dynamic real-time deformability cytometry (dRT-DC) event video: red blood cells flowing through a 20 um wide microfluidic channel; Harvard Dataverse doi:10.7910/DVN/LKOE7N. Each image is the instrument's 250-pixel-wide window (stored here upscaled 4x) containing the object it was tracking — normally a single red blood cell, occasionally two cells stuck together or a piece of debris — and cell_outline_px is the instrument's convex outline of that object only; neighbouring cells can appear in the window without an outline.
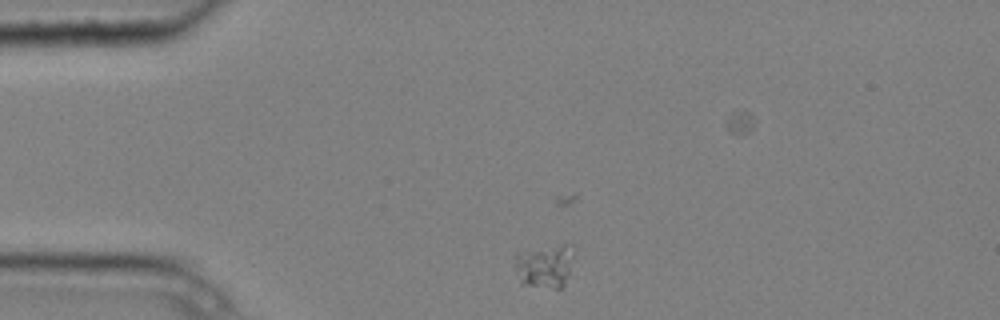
{"species": "common noctule bat (a hibernating species)", "species_latin": "Nyctalus noctula", "temperature_condition": "cold", "stored_images_in_passage": 4, "camera_frame_rate_fps": 3000, "um_per_image_px": 0.085, "animal": {"sex": "male", "body_mass_g": 20.4}, "frame": {"image": 1, "passage_image": 2, "time_ms": 0.333, "image_size_px": [1000, 320], "cell_outline_px": [[572, 256], [568, 272], [564, 284], [560, 288], [552, 288], [524, 284], [520, 280], [516, 272], [516, 252], [564, 244]], "centroid_in_image_um": [46.24, 22.63], "position_along_channel_um": 38.8, "area_um2": 14.1}}